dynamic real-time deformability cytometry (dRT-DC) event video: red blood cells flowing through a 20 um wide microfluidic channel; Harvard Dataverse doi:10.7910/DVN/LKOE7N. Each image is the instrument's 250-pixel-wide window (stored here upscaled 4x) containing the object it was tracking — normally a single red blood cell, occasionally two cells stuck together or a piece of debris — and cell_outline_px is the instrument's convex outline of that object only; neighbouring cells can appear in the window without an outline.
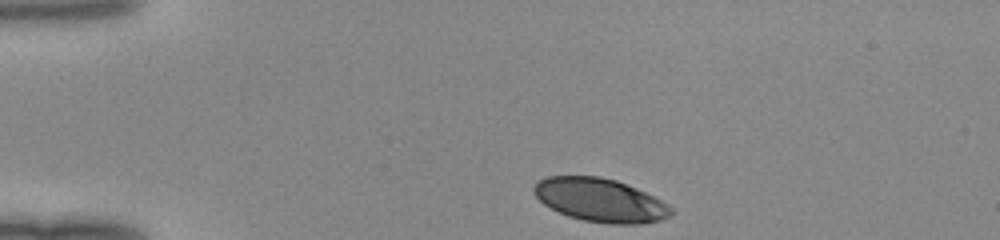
{"species": "human", "species_latin": "Homo sapiens", "temperature_condition": "room temperature", "stored_images_in_passage": 33, "camera_frame_rate_fps": 3000, "um_per_image_px": 0.085, "donor": {"sex": "female"}, "frame": {"image": 1, "passage_image": 1, "time_ms": 0.0, "image_size_px": [1000, 240], "cell_outline_px": [[676, 212], [672, 216], [660, 220], [640, 224], [608, 224], [584, 220], [568, 216], [544, 204], [532, 192], [532, 188], [540, 180], [548, 176], [600, 176], [616, 180], [636, 188], [668, 204]], "centroid_in_image_um": [51.04, 17.02], "position_along_channel_um": 34.0, "area_um2": 34.68}}
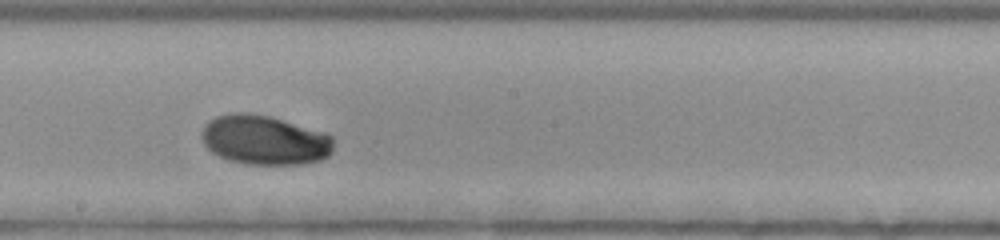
{"frame": {"image": 2, "passage_image": 19, "time_ms": 6.0, "image_size_px": [1000, 240], "cell_outline_px": [[332, 152], [328, 156], [320, 160], [304, 164], [248, 164], [228, 160], [212, 152], [204, 144], [200, 136], [200, 132], [204, 124], [208, 120], [216, 116], [228, 112], [252, 112], [268, 116], [324, 132], [332, 136]], "centroid_in_image_um": [22.43, 11.89], "position_along_channel_um": 225.8, "area_um2": 38.26}}
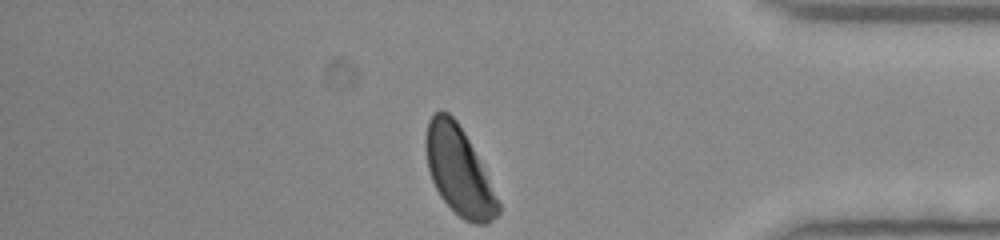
{"frame": {"image": 3, "passage_image": 33, "time_ms": 10.667, "image_size_px": [1000, 240], "cell_outline_px": [[500, 212], [488, 224], [472, 224], [464, 220], [440, 196], [432, 180], [428, 168], [424, 148], [424, 140], [428, 120], [440, 108], [448, 112], [456, 120], [464, 132], [500, 204]], "centroid_in_image_um": [38.96, 14.51], "position_along_channel_um": 396.2, "area_um2": 36.47}}